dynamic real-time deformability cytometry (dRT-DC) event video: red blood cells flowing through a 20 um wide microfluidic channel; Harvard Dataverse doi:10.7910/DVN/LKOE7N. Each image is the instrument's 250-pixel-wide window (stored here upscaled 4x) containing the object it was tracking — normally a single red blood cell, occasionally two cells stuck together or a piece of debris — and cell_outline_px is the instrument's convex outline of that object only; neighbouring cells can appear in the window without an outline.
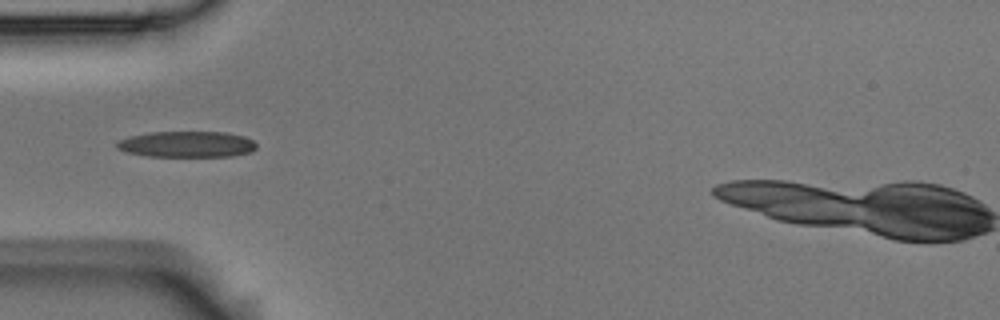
{"species": "Egyptian fruit bat (a non-hibernating species)", "species_latin": "Rousettus aegyptiacus", "temperature_condition": "room temperature", "stored_images_in_passage": 3, "camera_frame_rate_fps": 3000, "um_per_image_px": 0.085, "animal": {"sex": "male"}, "frame": {"image": 1, "passage_image": 1, "time_ms": 0.0, "image_size_px": [1000, 320], "cell_outline_px": [[256, 148], [252, 152], [232, 156], [148, 156], [128, 152], [116, 148], [116, 140], [128, 136], [148, 132], [224, 132], [244, 136], [252, 140], [256, 144]], "centroid_in_image_um": [15.86, 12.25], "position_along_channel_um": 69.1, "area_um2": 21.27}}
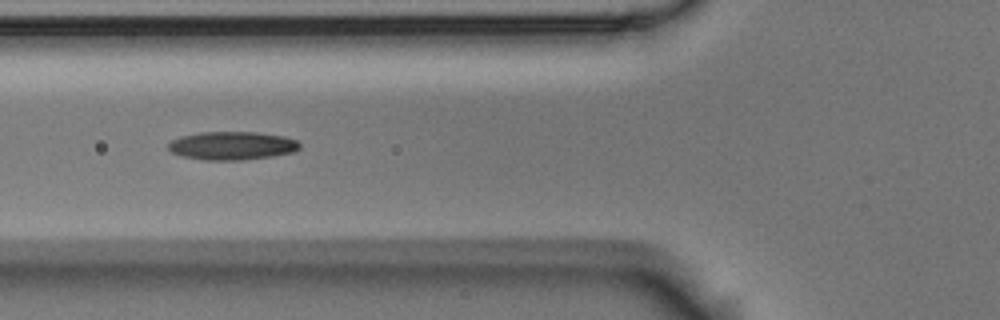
{"frame": {"image": 2, "passage_image": 2, "time_ms": 0.333, "image_size_px": [1000, 320], "cell_outline_px": [[300, 148], [296, 152], [272, 156], [244, 160], [204, 160], [180, 156], [172, 152], [168, 148], [168, 144], [172, 140], [180, 136], [200, 132], [256, 132], [284, 136], [296, 140], [300, 144]], "centroid_in_image_um": [19.73, 12.39], "position_along_channel_um": 106.1, "area_um2": 21.85}}
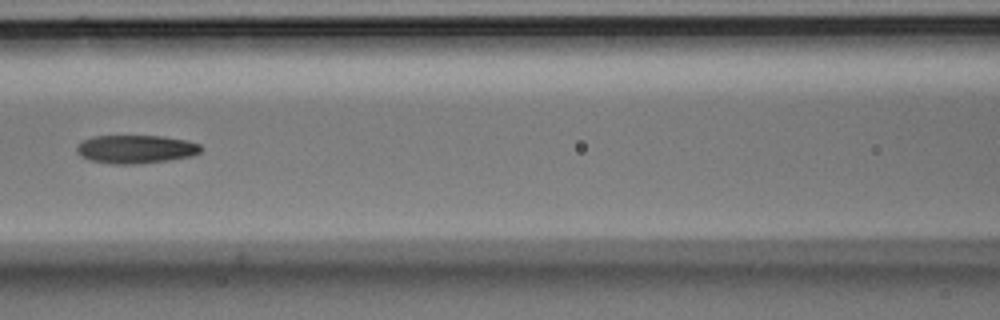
{"frame": {"image": 3, "passage_image": 3, "time_ms": 0.667, "image_size_px": [1000, 320], "cell_outline_px": [[200, 152], [192, 156], [168, 160], [132, 164], [112, 164], [92, 160], [80, 156], [76, 152], [76, 144], [92, 136], [164, 136], [188, 140], [200, 144]], "centroid_in_image_um": [11.52, 12.67], "position_along_channel_um": 155.1, "area_um2": 20.52}}